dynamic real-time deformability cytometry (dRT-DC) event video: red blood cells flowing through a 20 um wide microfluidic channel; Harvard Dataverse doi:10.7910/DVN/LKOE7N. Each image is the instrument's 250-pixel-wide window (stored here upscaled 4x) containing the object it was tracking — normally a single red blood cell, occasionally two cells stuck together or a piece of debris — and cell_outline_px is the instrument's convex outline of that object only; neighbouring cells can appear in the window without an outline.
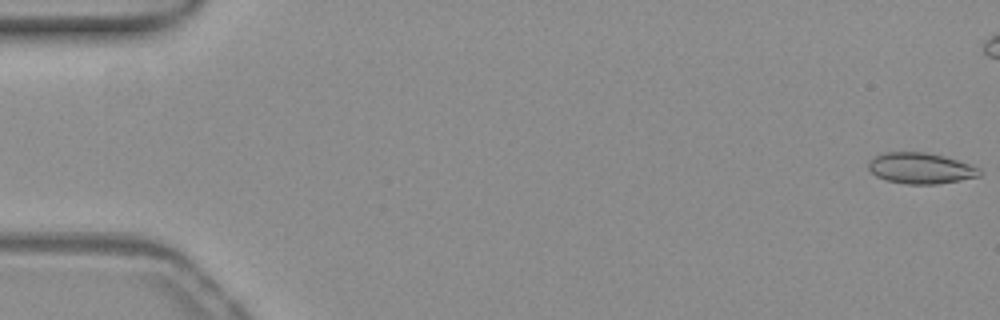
{"species": "common noctule bat (a hibernating species)", "species_latin": "Nyctalus noctula", "temperature_condition": "warm", "stored_images_in_passage": 7, "camera_frame_rate_fps": 3000, "um_per_image_px": 0.085, "animal": {"sex": "female", "body_mass_g": 19.3, "forearm_length_mm": 54.1}, "frame": {"image": 1, "passage_image": 1, "time_ms": 0.0, "image_size_px": [1000, 320], "cell_outline_px": [[984, 172], [980, 176], [960, 180], [936, 184], [904, 184], [884, 180], [876, 176], [868, 168], [868, 160], [880, 152], [928, 152], [944, 156], [980, 168]], "centroid_in_image_um": [78.22, 14.3], "position_along_channel_um": 6.8, "area_um2": 20.29}}